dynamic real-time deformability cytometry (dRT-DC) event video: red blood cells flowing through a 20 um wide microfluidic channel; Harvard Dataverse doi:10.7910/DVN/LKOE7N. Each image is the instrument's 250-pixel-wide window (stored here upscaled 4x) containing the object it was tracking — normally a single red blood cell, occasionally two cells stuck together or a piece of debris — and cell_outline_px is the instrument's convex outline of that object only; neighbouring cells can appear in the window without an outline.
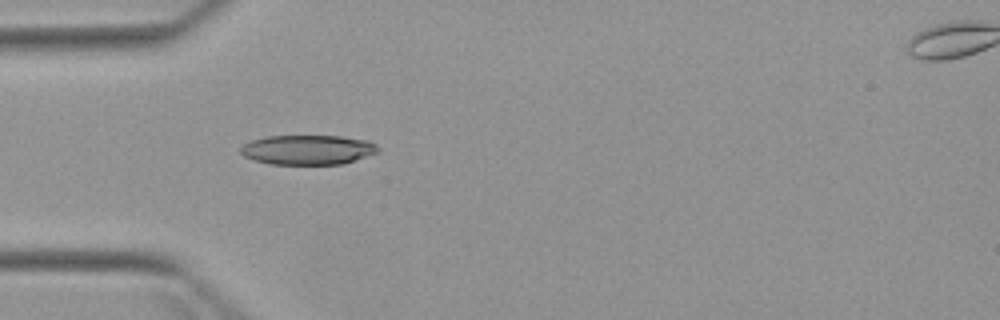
{"species": "Egyptian fruit bat (a non-hibernating species)", "species_latin": "Rousettus aegyptiacus", "temperature_condition": "warm", "stored_images_in_passage": 6, "camera_frame_rate_fps": 3000, "um_per_image_px": 0.085, "animal": {"sex": "female"}, "frame": {"image": 1, "passage_image": 5, "time_ms": 4.667, "image_size_px": [1000, 320], "cell_outline_px": [[380, 152], [344, 164], [268, 164], [244, 156], [240, 152], [240, 148], [244, 144], [252, 140], [264, 136], [340, 136], [368, 140], [376, 144], [380, 148]], "centroid_in_image_um": [26.2, 12.73], "position_along_channel_um": 58.8, "area_um2": 23.93}}